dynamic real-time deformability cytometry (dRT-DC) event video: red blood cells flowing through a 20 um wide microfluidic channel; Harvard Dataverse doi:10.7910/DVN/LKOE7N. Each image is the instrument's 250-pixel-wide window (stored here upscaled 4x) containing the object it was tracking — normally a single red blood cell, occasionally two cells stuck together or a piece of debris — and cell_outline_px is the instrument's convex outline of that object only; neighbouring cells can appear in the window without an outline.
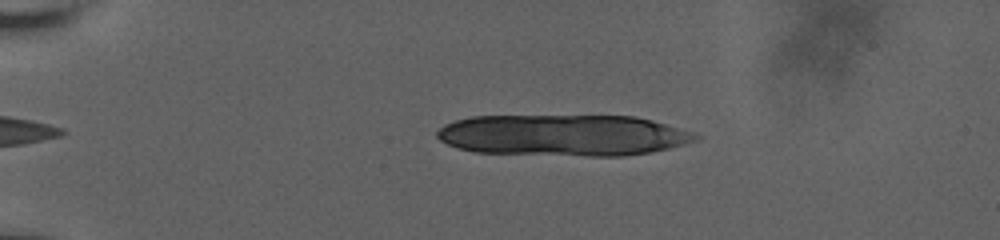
{"species": "human", "species_latin": "Homo sapiens", "temperature_condition": "room temperature", "stored_images_in_passage": 12, "camera_frame_rate_fps": 3000, "um_per_image_px": 0.085, "donor": {"sex": "male"}, "frame": {"image": 1, "passage_image": 5, "time_ms": 1.0, "image_size_px": [1000, 240], "cell_outline_px": [[700, 136], [696, 140], [684, 144], [668, 148], [648, 152], [624, 156], [588, 156], [472, 152], [456, 148], [440, 140], [436, 136], [436, 132], [444, 124], [456, 120], [472, 116], [636, 116], [652, 120], [692, 132]], "centroid_in_image_um": [47.83, 11.5], "position_along_channel_um": 37.2, "area_um2": 62.31}}